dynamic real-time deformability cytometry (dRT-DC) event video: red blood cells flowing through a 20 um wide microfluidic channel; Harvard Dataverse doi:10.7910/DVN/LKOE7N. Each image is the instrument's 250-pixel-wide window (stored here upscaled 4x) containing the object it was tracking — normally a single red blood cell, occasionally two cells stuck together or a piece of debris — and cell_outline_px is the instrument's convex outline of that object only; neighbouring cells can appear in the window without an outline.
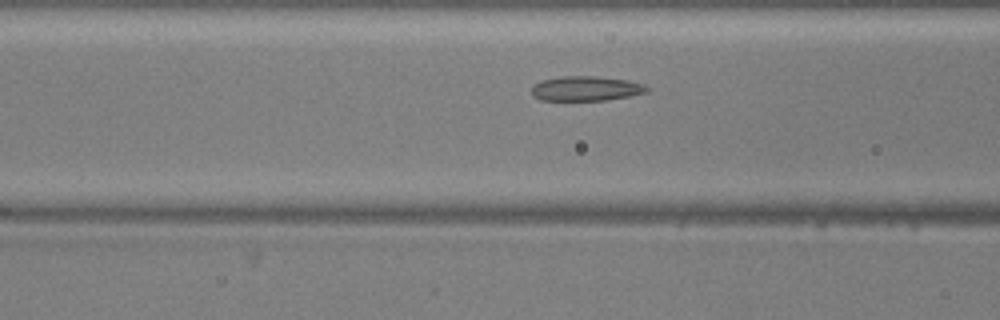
{"species": "common noctule bat (a hibernating species)", "species_latin": "Nyctalus noctula", "temperature_condition": "warm", "stored_images_in_passage": 37, "camera_frame_rate_fps": 3000, "um_per_image_px": 0.085, "animal": {"sex": "male", "body_mass_g": 20.5, "forearm_length_mm": 52.5}, "frame": {"image": 1, "passage_image": 14, "time_ms": 4.333, "image_size_px": [1000, 320], "cell_outline_px": [[648, 92], [608, 100], [540, 100], [532, 96], [532, 88], [540, 80], [560, 76], [596, 76], [628, 80], [644, 84], [648, 88]], "centroid_in_image_um": [49.8, 7.52], "position_along_channel_um": 116.8, "area_um2": 16.65}}
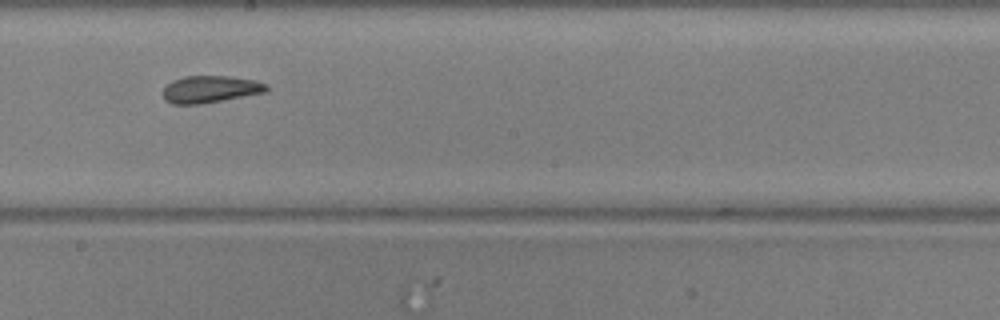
{"frame": {"image": 2, "passage_image": 23, "time_ms": 7.333, "image_size_px": [1000, 320], "cell_outline_px": [[268, 88], [264, 92], [200, 104], [172, 104], [164, 100], [164, 88], [172, 80], [184, 76], [228, 76], [256, 80], [268, 84]], "centroid_in_image_um": [17.86, 7.57], "position_along_channel_um": 230.3, "area_um2": 16.18}}
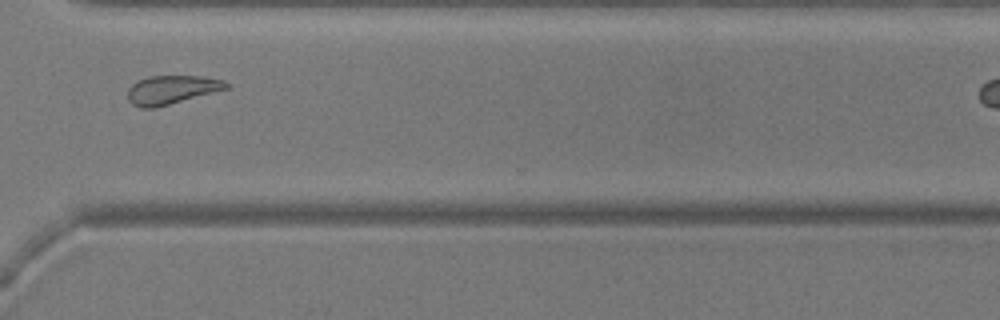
{"frame": {"image": 3, "passage_image": 33, "time_ms": 10.667, "image_size_px": [1000, 320], "cell_outline_px": [[228, 88], [168, 104], [152, 108], [140, 108], [132, 104], [128, 100], [128, 88], [136, 80], [148, 76], [204, 76], [224, 80], [228, 84]], "centroid_in_image_um": [14.54, 7.61], "position_along_channel_um": 356.1, "area_um2": 16.3}}